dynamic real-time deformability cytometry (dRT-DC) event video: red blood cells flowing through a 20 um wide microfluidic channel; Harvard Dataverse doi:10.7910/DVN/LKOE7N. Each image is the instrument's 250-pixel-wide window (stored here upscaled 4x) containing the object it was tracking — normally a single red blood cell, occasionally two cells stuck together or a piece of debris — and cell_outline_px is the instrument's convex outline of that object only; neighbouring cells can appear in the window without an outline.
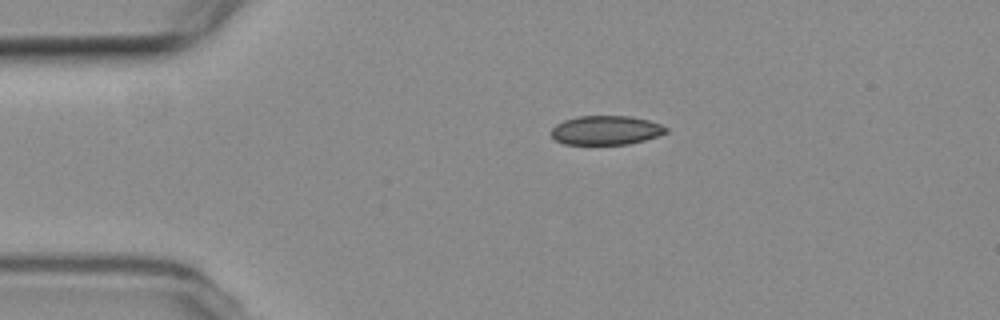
{"species": "common noctule bat (a hibernating species)", "species_latin": "Nyctalus noctula", "temperature_condition": "room temperature", "stored_images_in_passage": 7, "camera_frame_rate_fps": 3000, "um_per_image_px": 0.085, "animal": {"sex": "female", "body_mass_g": 19.3, "forearm_length_mm": 54.1}, "frame": {"image": 1, "passage_image": 1, "time_ms": 0.0, "image_size_px": [1000, 320], "cell_outline_px": [[668, 132], [644, 140], [628, 144], [564, 144], [556, 140], [552, 136], [552, 128], [556, 124], [564, 120], [576, 116], [632, 116], [648, 120], [660, 124], [668, 128]], "centroid_in_image_um": [51.51, 11.06], "position_along_channel_um": 33.5, "area_um2": 19.42}}
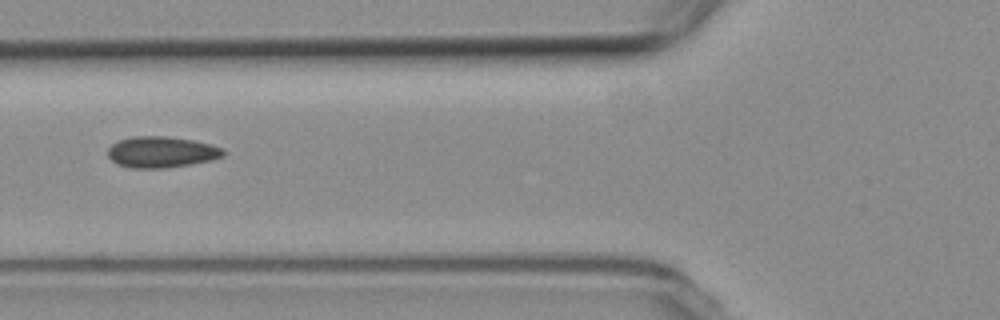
{"frame": {"image": 2, "passage_image": 4, "time_ms": 3.333, "image_size_px": [1000, 320], "cell_outline_px": [[228, 152], [224, 156], [212, 160], [192, 164], [164, 168], [132, 168], [116, 164], [108, 156], [108, 148], [112, 144], [120, 140], [132, 136], [164, 136], [192, 140], [212, 144], [224, 148]], "centroid_in_image_um": [13.77, 12.93], "position_along_channel_um": 112.0, "area_um2": 21.15}}
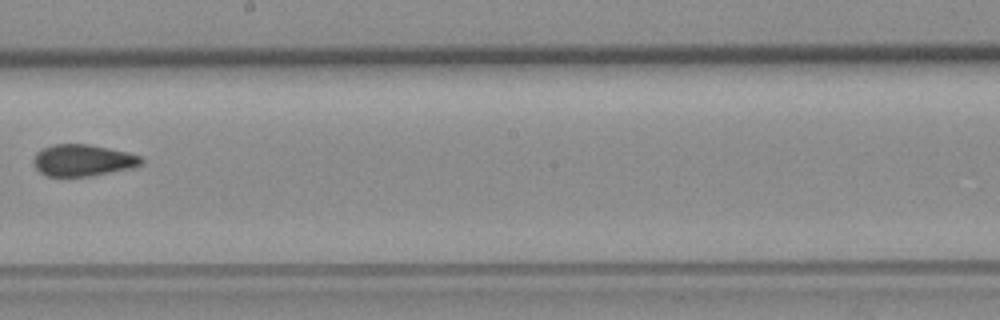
{"frame": {"image": 3, "passage_image": 7, "time_ms": 7.0, "image_size_px": [1000, 320], "cell_outline_px": [[144, 160], [140, 164], [132, 168], [92, 176], [48, 176], [40, 172], [36, 168], [32, 160], [36, 152], [40, 148], [52, 144], [88, 144], [128, 152], [140, 156]], "centroid_in_image_um": [7.01, 13.62], "position_along_channel_um": 241.2, "area_um2": 20.0}}